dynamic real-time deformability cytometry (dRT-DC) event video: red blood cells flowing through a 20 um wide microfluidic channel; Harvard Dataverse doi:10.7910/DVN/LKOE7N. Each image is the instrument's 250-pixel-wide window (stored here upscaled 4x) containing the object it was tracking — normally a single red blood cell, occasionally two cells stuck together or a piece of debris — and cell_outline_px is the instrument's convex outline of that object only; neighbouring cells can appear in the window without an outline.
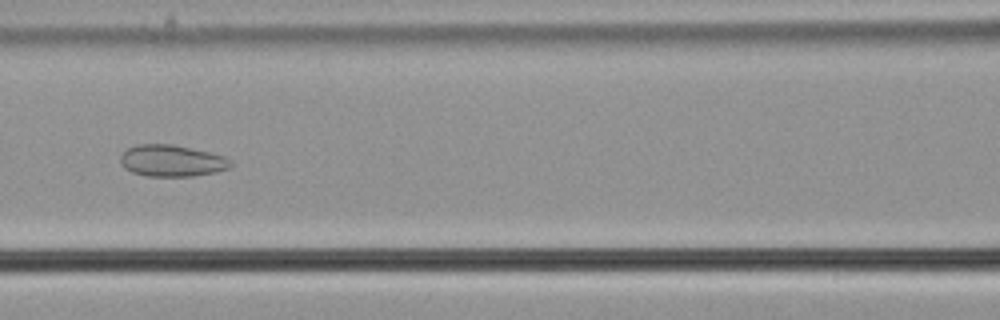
{"species": "common noctule bat (a hibernating species)", "species_latin": "Nyctalus noctula", "temperature_condition": "cold", "stored_images_in_passage": 41, "camera_frame_rate_fps": 3000, "um_per_image_px": 0.085, "animal": {"sex": "male", "body_mass_g": 21.5, "forearm_length_mm": 52.0}, "frame": {"image": 1, "passage_image": 10, "time_ms": 3.0, "image_size_px": [1000, 320], "cell_outline_px": [[232, 164], [228, 168], [216, 172], [192, 176], [148, 176], [132, 172], [124, 168], [120, 164], [120, 156], [128, 148], [136, 144], [172, 144], [208, 152], [224, 156], [232, 160]], "centroid_in_image_um": [14.58, 13.66], "position_along_channel_um": 152.0, "area_um2": 20.29}}
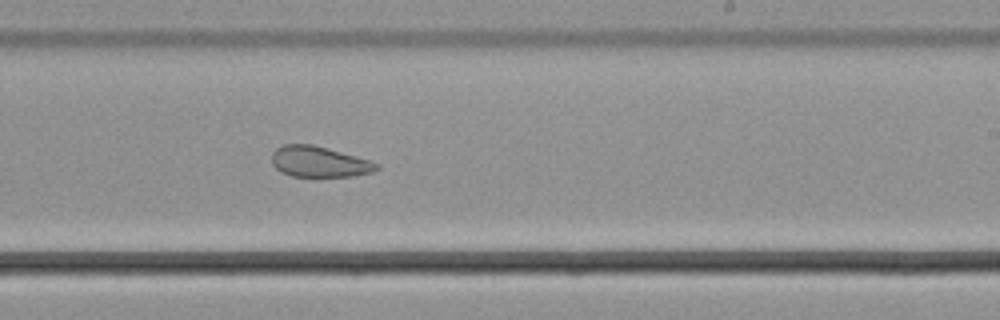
{"frame": {"image": 2, "passage_image": 19, "time_ms": 6.0, "image_size_px": [1000, 320], "cell_outline_px": [[380, 168], [372, 172], [352, 176], [292, 176], [280, 172], [272, 164], [272, 152], [276, 148], [284, 144], [312, 144], [328, 148], [356, 156], [380, 164]], "centroid_in_image_um": [27.11, 13.74], "position_along_channel_um": 261.9, "area_um2": 18.79}}
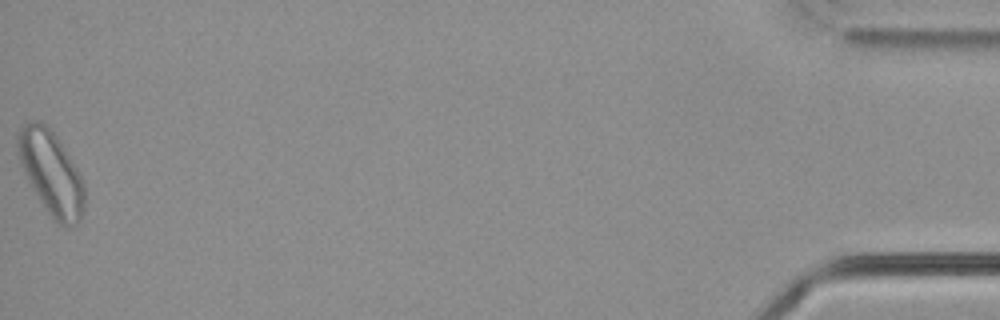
{"frame": {"image": 3, "passage_image": 41, "time_ms": 13.333, "image_size_px": [1000, 320], "cell_outline_px": [[84, 208], [80, 220], [72, 228], [68, 228], [52, 220], [32, 188], [28, 180], [16, 152], [16, 136], [20, 128], [28, 120], [40, 120], [56, 136], [76, 168], [84, 184]], "centroid_in_image_um": [4.32, 14.71], "position_along_channel_um": 430.9, "area_um2": 32.48}, "authors_computed_cell_mechanics": {"area_um2": 21.2126, "velocity_mm_per_s": 3.6733, "shape_relaxation_time_tau1_ms": null, "shape_relaxation_time_tau2_ms": 2.0019, "deformation_change_tau1": null, "deformation_change_tau2": 0.0758}}